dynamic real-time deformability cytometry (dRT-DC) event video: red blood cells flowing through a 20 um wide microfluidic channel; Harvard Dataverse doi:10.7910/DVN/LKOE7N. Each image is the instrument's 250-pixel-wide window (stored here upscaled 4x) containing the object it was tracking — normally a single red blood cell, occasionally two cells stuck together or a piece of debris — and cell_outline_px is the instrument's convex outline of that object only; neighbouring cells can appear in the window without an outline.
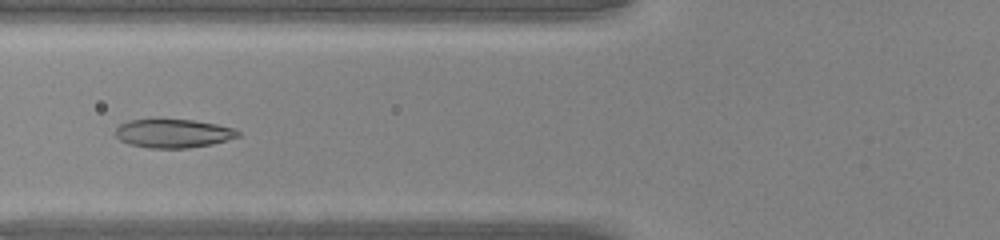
{"species": "common noctule bat (a hibernating species)", "species_latin": "Nyctalus noctula", "temperature_condition": "warm", "stored_images_in_passage": 37, "camera_frame_rate_fps": 3000, "um_per_image_px": 0.085, "animal": {"sex": "male", "body_mass_g": 20.0, "forearm_length_mm": 53.3}, "frame": {"image": 1, "passage_image": 10, "time_ms": 3.0, "image_size_px": [1000, 240], "cell_outline_px": [[240, 136], [212, 144], [188, 148], [148, 148], [128, 144], [120, 140], [116, 136], [116, 128], [120, 124], [128, 120], [156, 116], [160, 116], [192, 120], [216, 124], [236, 128], [240, 132]], "centroid_in_image_um": [14.68, 11.29], "position_along_channel_um": 111.1, "area_um2": 21.39}}
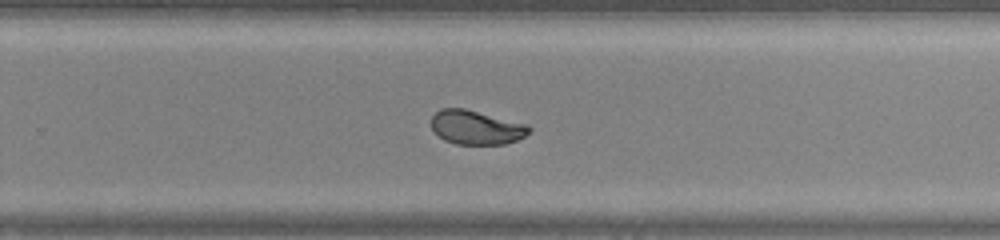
{"frame": {"image": 2, "passage_image": 22, "time_ms": 7.0, "image_size_px": [1000, 240], "cell_outline_px": [[532, 128], [524, 136], [516, 140], [504, 144], [456, 144], [444, 140], [432, 128], [432, 116], [440, 108], [464, 108], [528, 124]], "centroid_in_image_um": [40.48, 10.82], "position_along_channel_um": 289.3, "area_um2": 19.31}}
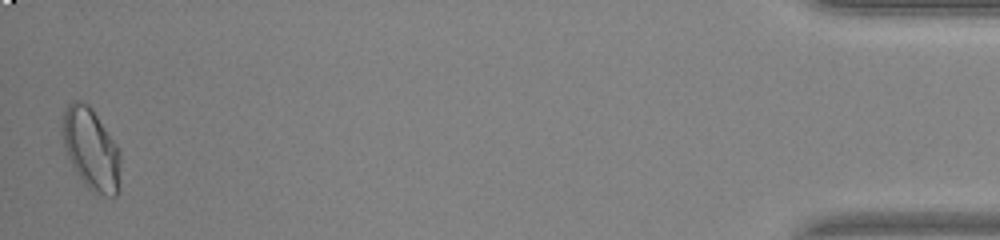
{"frame": {"image": 3, "passage_image": 37, "time_ms": 12.0, "image_size_px": [1000, 240], "cell_outline_px": [[120, 188], [116, 196], [96, 196], [88, 188], [72, 164], [68, 156], [60, 132], [64, 108], [68, 104], [76, 100], [80, 100], [88, 104], [92, 108], [116, 144], [120, 152]], "centroid_in_image_um": [7.75, 12.68], "position_along_channel_um": 427.5, "area_um2": 27.86}}